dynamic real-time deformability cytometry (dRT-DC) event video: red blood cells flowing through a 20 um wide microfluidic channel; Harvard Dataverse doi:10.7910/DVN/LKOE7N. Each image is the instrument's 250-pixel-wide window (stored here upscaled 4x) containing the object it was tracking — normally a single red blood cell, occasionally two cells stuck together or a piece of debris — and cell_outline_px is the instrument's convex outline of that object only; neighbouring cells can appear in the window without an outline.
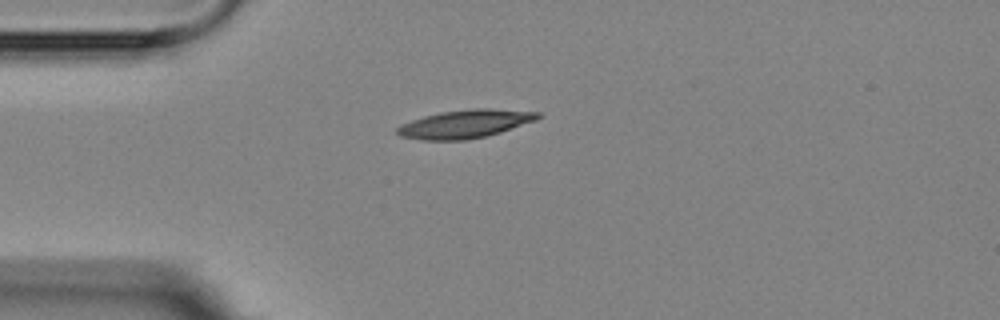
{"species": "Egyptian fruit bat (a non-hibernating species)", "species_latin": "Rousettus aegyptiacus", "temperature_condition": "room temperature", "stored_images_in_passage": 12, "camera_frame_rate_fps": 3000, "um_per_image_px": 0.085, "animal": {"sex": "female"}, "frame": {"image": 1, "passage_image": 1, "time_ms": 0.0, "image_size_px": [1000, 320], "cell_outline_px": [[544, 116], [536, 120], [488, 136], [468, 140], [420, 140], [400, 136], [396, 132], [396, 128], [400, 124], [424, 116], [440, 112], [472, 108], [488, 108], [540, 112]], "centroid_in_image_um": [39.54, 10.53], "position_along_channel_um": 45.5, "area_um2": 23.35}}
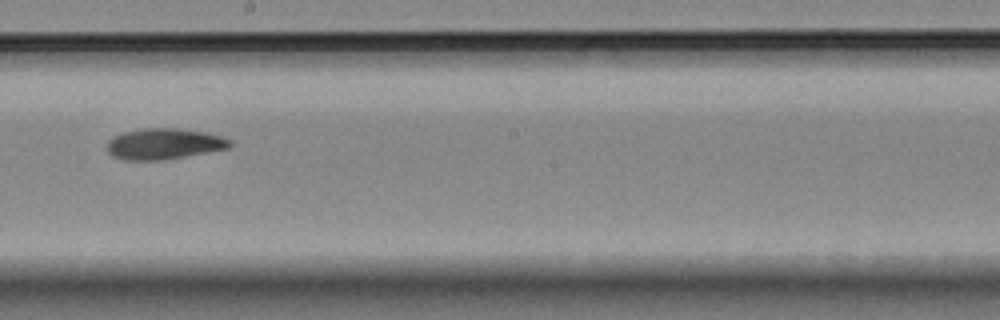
{"frame": {"image": 2, "passage_image": 6, "time_ms": 5.667, "image_size_px": [1000, 320], "cell_outline_px": [[232, 144], [228, 148], [164, 160], [124, 160], [112, 156], [108, 152], [108, 140], [112, 136], [124, 132], [144, 128], [176, 128], [204, 132], [220, 136], [232, 140]], "centroid_in_image_um": [13.92, 12.23], "position_along_channel_um": 234.3, "area_um2": 22.08}}
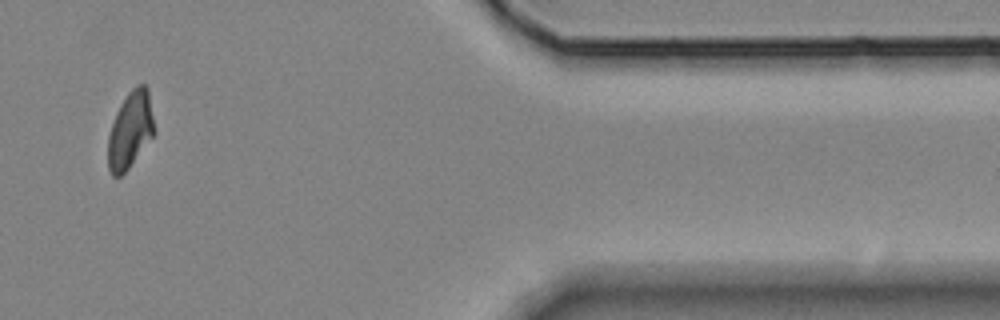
{"frame": {"image": 3, "passage_image": 10, "time_ms": 11.333, "image_size_px": [1000, 320], "cell_outline_px": [[156, 132], [128, 168], [120, 176], [112, 176], [108, 168], [108, 136], [116, 112], [120, 104], [128, 92], [136, 84], [144, 84], [148, 88]], "centroid_in_image_um": [11.08, 11.02], "position_along_channel_um": 400.3, "area_um2": 20.69}, "authors_computed_cell_mechanics": {"area_um2": 21.7617, "velocity_mm_per_s": 3.615, "shape_relaxation_time_tau1_ms": 4.9047, "shape_relaxation_time_tau2_ms": 5.8718, "deformation_change_tau1": 0.1632, "deformation_change_tau2": 0.1016}}